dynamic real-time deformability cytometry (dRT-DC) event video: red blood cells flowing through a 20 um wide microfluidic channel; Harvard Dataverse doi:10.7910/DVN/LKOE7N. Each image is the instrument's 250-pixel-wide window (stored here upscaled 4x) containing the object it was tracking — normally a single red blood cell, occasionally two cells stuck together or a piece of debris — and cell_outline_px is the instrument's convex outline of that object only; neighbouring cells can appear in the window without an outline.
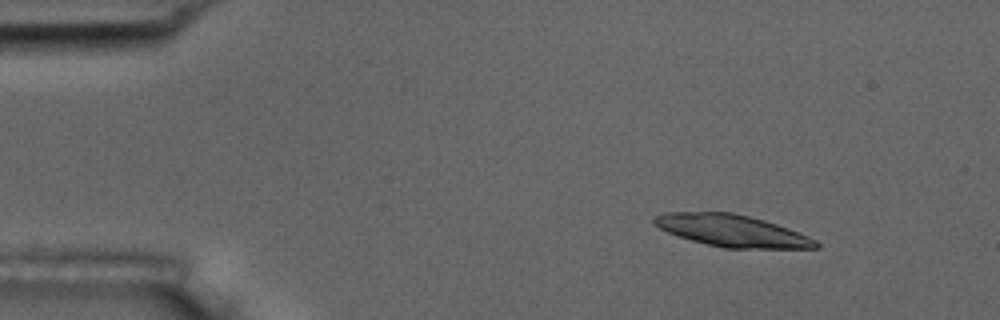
{"species": "common noctule bat (a hibernating species)", "species_latin": "Nyctalus noctula", "temperature_condition": "room temperature", "stored_images_in_passage": 4, "camera_frame_rate_fps": 3000, "um_per_image_px": 0.085, "animal": {"sex": "male", "body_mass_g": 17.5, "forearm_length_mm": 52.3}, "frame": {"image": 1, "passage_image": 1, "time_ms": 0.0, "image_size_px": [1000, 320], "cell_outline_px": [[820, 248], [724, 248], [692, 240], [668, 232], [652, 224], [652, 216], [664, 212], [732, 212], [764, 220], [788, 228], [808, 236], [816, 240], [820, 244]], "centroid_in_image_um": [62.2, 19.6], "position_along_channel_um": 22.8, "area_um2": 29.94}}